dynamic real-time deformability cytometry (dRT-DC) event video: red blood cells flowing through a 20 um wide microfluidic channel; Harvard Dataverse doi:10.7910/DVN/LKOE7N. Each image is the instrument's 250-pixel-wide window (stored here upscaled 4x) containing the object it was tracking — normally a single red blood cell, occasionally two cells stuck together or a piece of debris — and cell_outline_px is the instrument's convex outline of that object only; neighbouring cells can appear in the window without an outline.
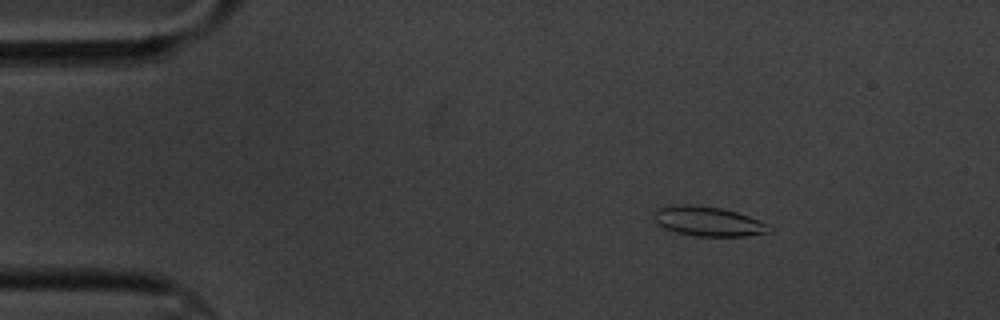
{"species": "common noctule bat (a hibernating species)", "species_latin": "Nyctalus noctula", "temperature_condition": "cold", "stored_images_in_passage": 10, "camera_frame_rate_fps": 3000, "um_per_image_px": 0.085, "animal": {"sex": "male", "body_mass_g": 20.1, "forearm_length_mm": 53.5}, "frame": {"image": 1, "passage_image": 2, "time_ms": 1.333, "image_size_px": [1000, 320], "cell_outline_px": [[772, 232], [744, 236], [696, 236], [676, 232], [664, 228], [656, 224], [656, 208], [684, 204], [688, 204], [720, 208], [736, 212], [748, 216], [768, 224], [772, 228]], "centroid_in_image_um": [60.22, 18.83], "position_along_channel_um": 24.8, "area_um2": 19.65}}
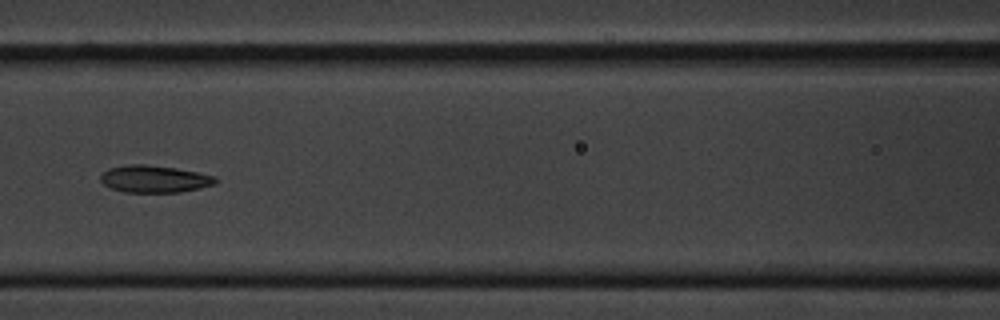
{"frame": {"image": 2, "passage_image": 7, "time_ms": 7.0, "image_size_px": [1000, 320], "cell_outline_px": [[216, 184], [200, 188], [180, 192], [124, 192], [112, 188], [104, 184], [100, 180], [100, 176], [108, 168], [128, 164], [144, 164], [176, 168], [216, 176]], "centroid_in_image_um": [13.12, 15.21], "position_along_channel_um": 153.5, "area_um2": 18.15}}
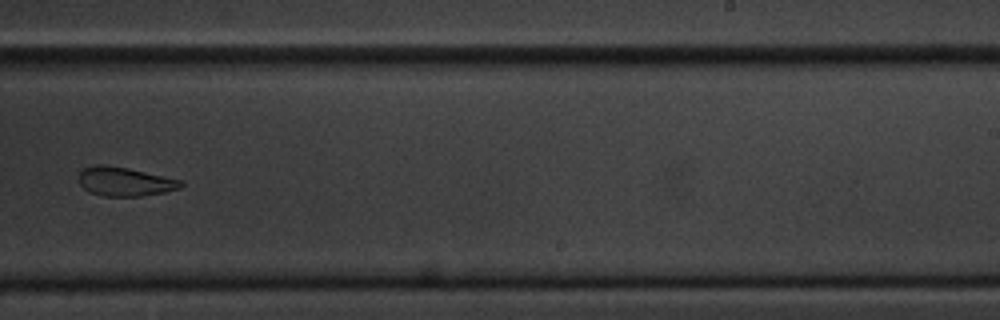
{"frame": {"image": 3, "passage_image": 10, "time_ms": 10.667, "image_size_px": [1000, 320], "cell_outline_px": [[184, 184], [180, 188], [164, 192], [140, 196], [100, 196], [88, 192], [80, 184], [80, 172], [84, 168], [96, 164], [104, 164], [128, 168], [184, 180]], "centroid_in_image_um": [10.63, 15.43], "position_along_channel_um": 278.4, "area_um2": 17.34}}